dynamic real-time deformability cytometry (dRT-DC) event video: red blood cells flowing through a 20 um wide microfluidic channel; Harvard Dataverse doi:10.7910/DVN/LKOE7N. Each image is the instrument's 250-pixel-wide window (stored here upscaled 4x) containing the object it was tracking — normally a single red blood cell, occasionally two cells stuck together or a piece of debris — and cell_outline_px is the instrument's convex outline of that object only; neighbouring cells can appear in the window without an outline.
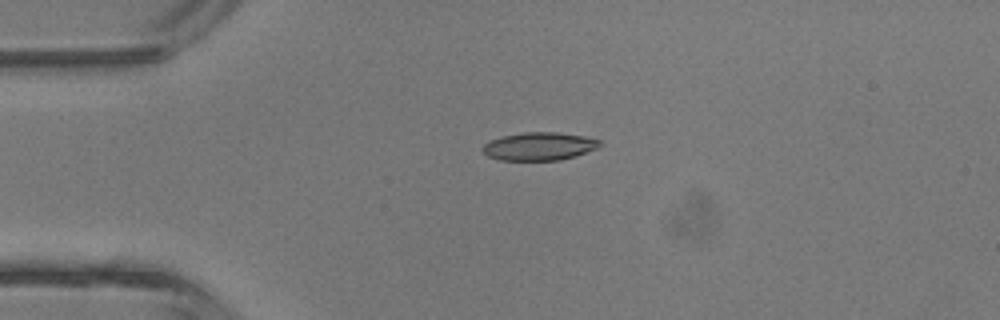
{"species": "common noctule bat (a hibernating species)", "species_latin": "Nyctalus noctula", "temperature_condition": "room temperature", "stored_images_in_passage": 6, "camera_frame_rate_fps": 3000, "um_per_image_px": 0.085, "animal": {"sex": "male", "body_mass_g": 13.3}, "frame": {"image": 1, "passage_image": 1, "time_ms": 0.0, "image_size_px": [1000, 320], "cell_outline_px": [[600, 144], [596, 148], [576, 156], [560, 160], [500, 160], [488, 156], [480, 148], [488, 140], [504, 136], [524, 132], [556, 132], [580, 136], [600, 140]], "centroid_in_image_um": [45.78, 12.44], "position_along_channel_um": 39.2, "area_um2": 18.96}}
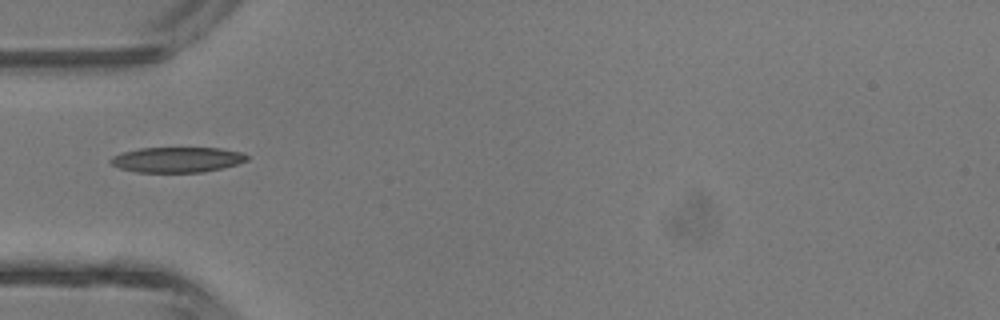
{"frame": {"image": 2, "passage_image": 6, "time_ms": 1.333, "image_size_px": [1000, 320], "cell_outline_px": [[248, 160], [224, 168], [204, 172], [136, 172], [120, 168], [112, 164], [108, 160], [112, 156], [120, 152], [140, 148], [220, 148], [240, 152], [248, 156]], "centroid_in_image_um": [15.03, 13.57], "position_along_channel_um": 70.0, "area_um2": 20.17}}